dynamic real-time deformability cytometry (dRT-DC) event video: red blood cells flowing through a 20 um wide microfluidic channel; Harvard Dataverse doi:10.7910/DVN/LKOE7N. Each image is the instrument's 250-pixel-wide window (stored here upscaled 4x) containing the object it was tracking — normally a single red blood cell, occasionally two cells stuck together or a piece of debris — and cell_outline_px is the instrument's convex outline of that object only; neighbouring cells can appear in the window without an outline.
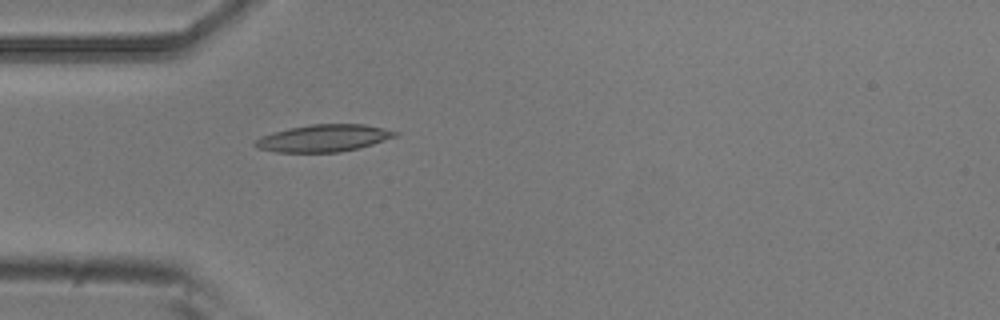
{"species": "common noctule bat (a hibernating species)", "species_latin": "Nyctalus noctula", "temperature_condition": "room temperature", "stored_images_in_passage": 5, "camera_frame_rate_fps": 3000, "um_per_image_px": 0.085, "animal": {"sex": "male", "body_mass_g": 20.5, "forearm_length_mm": 52.5}, "frame": {"image": 1, "passage_image": 5, "time_ms": 1.333, "image_size_px": [1000, 320], "cell_outline_px": [[400, 132], [396, 136], [360, 148], [340, 152], [276, 152], [260, 148], [252, 144], [260, 136], [272, 132], [288, 128], [308, 124], [364, 124]], "centroid_in_image_um": [27.49, 11.74], "position_along_channel_um": 57.5, "area_um2": 22.14}}